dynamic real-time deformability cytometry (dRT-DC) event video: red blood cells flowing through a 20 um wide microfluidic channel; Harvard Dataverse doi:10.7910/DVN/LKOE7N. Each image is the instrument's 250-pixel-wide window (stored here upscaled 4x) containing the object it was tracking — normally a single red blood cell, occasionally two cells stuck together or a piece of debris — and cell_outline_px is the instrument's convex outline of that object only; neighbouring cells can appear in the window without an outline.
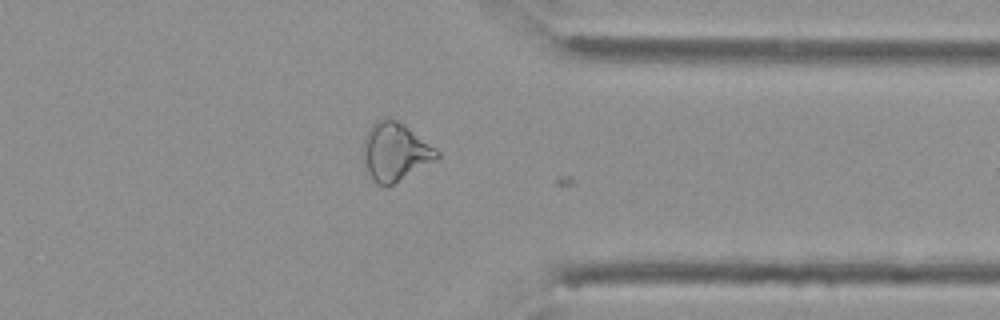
{"species": "Egyptian fruit bat (a non-hibernating species)", "species_latin": "Rousettus aegyptiacus", "temperature_condition": "cold", "stored_images_in_passage": 40, "camera_frame_rate_fps": 3000, "um_per_image_px": 0.085, "animal": {"sex": "female"}, "frame": {"image": 1, "passage_image": 39, "time_ms": 12.667, "image_size_px": [1000, 320], "cell_outline_px": [[440, 156], [436, 160], [392, 184], [376, 184], [372, 180], [368, 172], [364, 160], [364, 140], [372, 124], [376, 120], [384, 116], [388, 116], [396, 120], [408, 128], [436, 148], [440, 152]], "centroid_in_image_um": [33.59, 12.88], "position_along_channel_um": 377.8, "area_um2": 24.51}}